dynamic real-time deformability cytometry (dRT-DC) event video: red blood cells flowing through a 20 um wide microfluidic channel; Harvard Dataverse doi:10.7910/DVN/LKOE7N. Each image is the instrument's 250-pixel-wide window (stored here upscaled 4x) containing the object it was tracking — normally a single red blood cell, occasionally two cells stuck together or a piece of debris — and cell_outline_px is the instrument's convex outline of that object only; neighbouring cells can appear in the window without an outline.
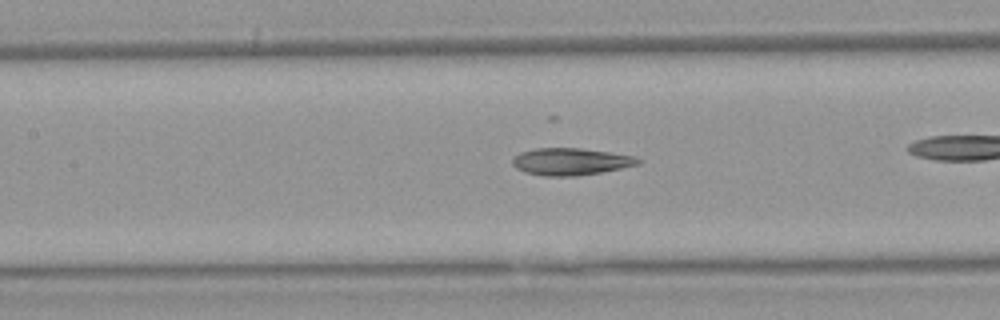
{"species": "Egyptian fruit bat (a non-hibernating species)", "species_latin": "Rousettus aegyptiacus", "temperature_condition": "warm", "stored_images_in_passage": 40, "camera_frame_rate_fps": 3000, "um_per_image_px": 0.085, "animal": {"sex": "female"}, "frame": {"image": 1, "passage_image": 23, "time_ms": 7.333, "image_size_px": [1000, 320], "cell_outline_px": [[640, 164], [600, 172], [576, 176], [544, 176], [524, 172], [516, 168], [512, 164], [512, 160], [520, 152], [536, 148], [580, 148], [636, 156], [640, 160]], "centroid_in_image_um": [48.49, 13.73], "position_along_channel_um": 158.9, "area_um2": 19.71}}
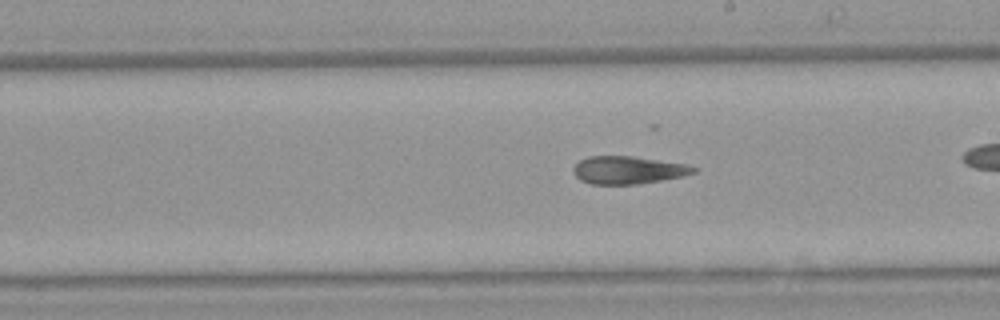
{"frame": {"image": 2, "passage_image": 29, "time_ms": 9.333, "image_size_px": [1000, 320], "cell_outline_px": [[696, 172], [680, 176], [660, 180], [636, 184], [592, 184], [580, 180], [572, 172], [572, 168], [580, 160], [588, 156], [632, 156], [684, 164], [696, 168]], "centroid_in_image_um": [53.31, 14.45], "position_along_channel_um": 235.7, "area_um2": 19.13}}